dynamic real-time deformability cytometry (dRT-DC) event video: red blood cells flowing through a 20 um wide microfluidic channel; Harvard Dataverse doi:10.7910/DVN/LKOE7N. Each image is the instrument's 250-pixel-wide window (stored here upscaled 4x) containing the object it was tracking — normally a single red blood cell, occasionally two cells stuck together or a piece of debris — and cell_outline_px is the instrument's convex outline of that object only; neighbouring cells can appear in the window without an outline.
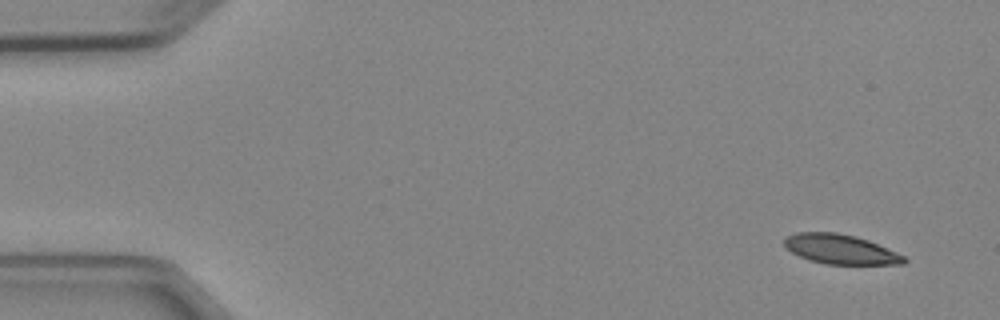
{"species": "Egyptian fruit bat (a non-hibernating species)", "species_latin": "Rousettus aegyptiacus", "temperature_condition": "cold", "stored_images_in_passage": 6, "camera_frame_rate_fps": 3000, "um_per_image_px": 0.085, "animal": {"sex": "female"}, "frame": {"image": 1, "passage_image": 1, "time_ms": 0.0, "image_size_px": [1000, 320], "cell_outline_px": [[908, 260], [904, 264], [828, 264], [808, 260], [792, 252], [784, 244], [784, 240], [788, 236], [796, 232], [836, 232], [856, 236], [868, 240], [904, 256]], "centroid_in_image_um": [71.44, 21.18], "position_along_channel_um": 13.6, "area_um2": 20.46}}
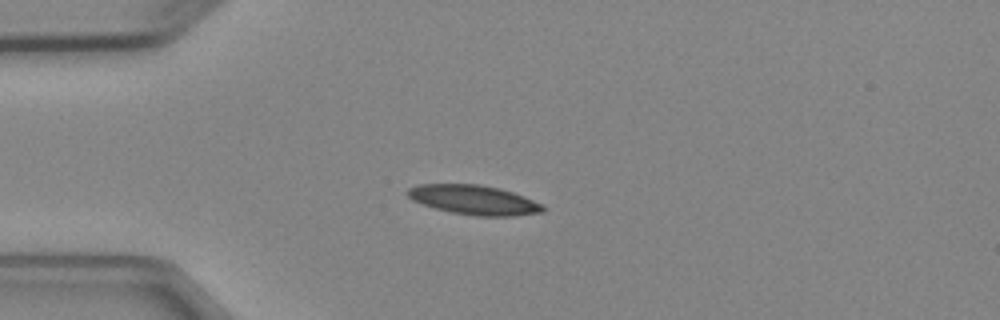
{"frame": {"image": 2, "passage_image": 4, "time_ms": 3.333, "image_size_px": [1000, 320], "cell_outline_px": [[544, 212], [512, 216], [476, 216], [452, 212], [436, 208], [412, 200], [404, 192], [408, 188], [416, 184], [480, 184], [500, 188], [524, 196], [544, 204]], "centroid_in_image_um": [40.29, 16.98], "position_along_channel_um": 44.7, "area_um2": 23.35}}
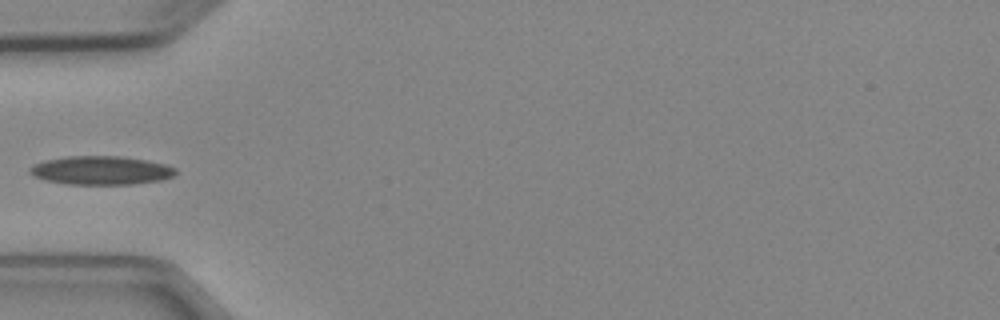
{"frame": {"image": 3, "passage_image": 5, "time_ms": 4.667, "image_size_px": [1000, 320], "cell_outline_px": [[176, 172], [172, 176], [160, 180], [132, 184], [68, 184], [44, 180], [32, 176], [28, 172], [28, 168], [32, 164], [44, 160], [64, 156], [120, 156], [148, 160], [164, 164], [176, 168]], "centroid_in_image_um": [8.51, 14.47], "position_along_channel_um": 76.5, "area_um2": 24.51}}